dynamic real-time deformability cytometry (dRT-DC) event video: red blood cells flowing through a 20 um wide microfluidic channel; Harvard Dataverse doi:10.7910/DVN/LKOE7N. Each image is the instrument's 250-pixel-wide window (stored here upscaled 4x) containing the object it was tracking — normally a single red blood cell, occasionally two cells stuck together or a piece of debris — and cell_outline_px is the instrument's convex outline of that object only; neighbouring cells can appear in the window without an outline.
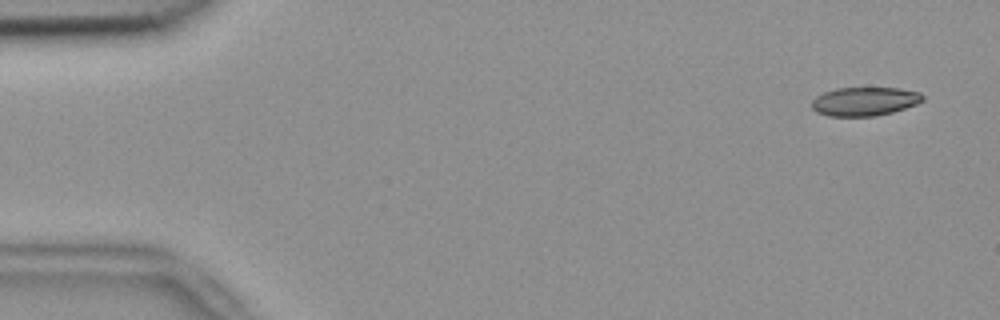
{"species": "common noctule bat (a hibernating species)", "species_latin": "Nyctalus noctula", "temperature_condition": "room temperature", "stored_images_in_passage": 54, "camera_frame_rate_fps": 3000, "um_per_image_px": 0.085, "animal": {"sex": "female", "body_mass_g": 18.4}, "frame": {"image": 1, "passage_image": 3, "time_ms": 0.667, "image_size_px": [1000, 320], "cell_outline_px": [[924, 100], [916, 104], [892, 112], [876, 116], [828, 116], [816, 112], [812, 108], [812, 100], [816, 96], [824, 92], [836, 88], [900, 88], [920, 92], [924, 96]], "centroid_in_image_um": [73.48, 8.62], "position_along_channel_um": 11.5, "area_um2": 18.61}}
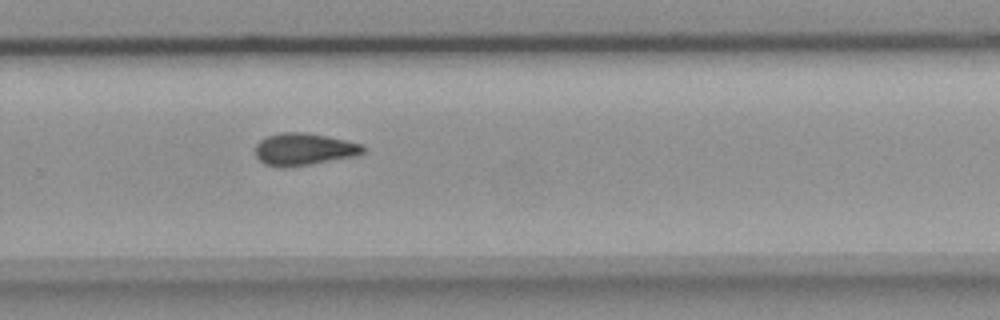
{"frame": {"image": 2, "passage_image": 36, "time_ms": 11.667, "image_size_px": [1000, 320], "cell_outline_px": [[364, 152], [352, 156], [308, 164], [264, 164], [256, 156], [256, 144], [260, 140], [268, 136], [280, 132], [308, 132], [364, 144]], "centroid_in_image_um": [25.85, 12.62], "position_along_channel_um": 303.9, "area_um2": 19.36}}
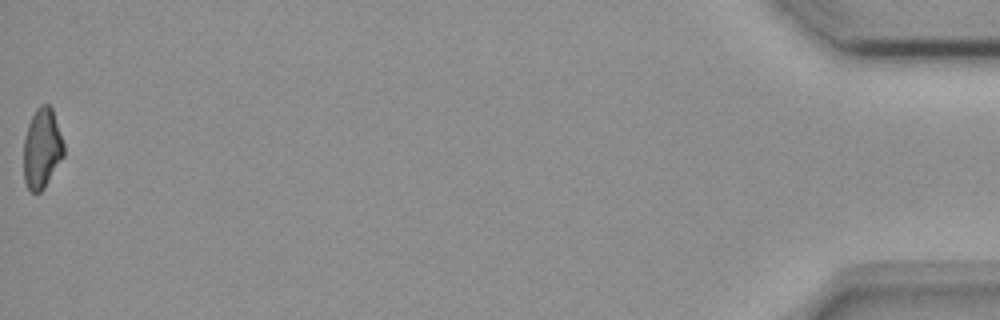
{"frame": {"image": 3, "passage_image": 54, "time_ms": 17.667, "image_size_px": [1000, 320], "cell_outline_px": [[64, 156], [44, 188], [40, 192], [32, 192], [28, 188], [24, 180], [24, 136], [28, 124], [36, 108], [40, 104], [48, 104], [52, 108], [64, 144]], "centroid_in_image_um": [3.56, 12.61], "position_along_channel_um": 431.6, "area_um2": 18.73}, "authors_computed_cell_mechanics": {"area_um2": 19.7098, "velocity_mm_per_s": 3.7791, "shape_relaxation_time_tau1_ms": null, "shape_relaxation_time_tau2_ms": 5.2144, "deformation_change_tau1": null, "deformation_change_tau2": 0.1183}}